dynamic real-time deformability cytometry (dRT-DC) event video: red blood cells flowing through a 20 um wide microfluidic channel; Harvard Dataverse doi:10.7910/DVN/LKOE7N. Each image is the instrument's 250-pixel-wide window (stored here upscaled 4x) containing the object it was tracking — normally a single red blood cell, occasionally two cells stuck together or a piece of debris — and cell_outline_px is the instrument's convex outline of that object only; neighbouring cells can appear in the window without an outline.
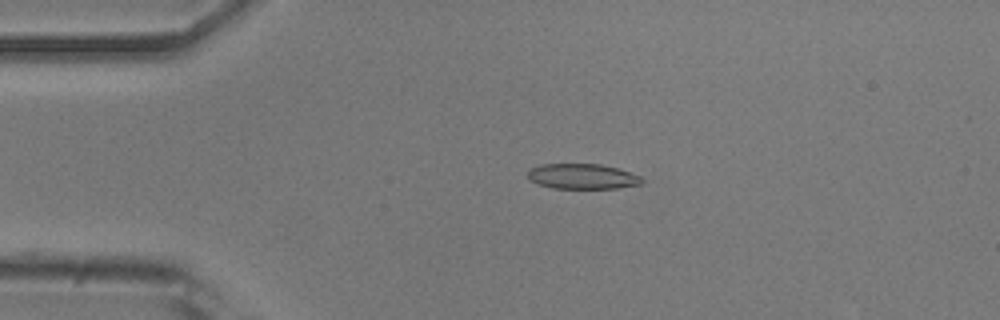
{"species": "common noctule bat (a hibernating species)", "species_latin": "Nyctalus noctula", "temperature_condition": "room temperature", "stored_images_in_passage": 43, "camera_frame_rate_fps": 3000, "um_per_image_px": 0.085, "animal": {"sex": "male", "body_mass_g": 20.5, "forearm_length_mm": 52.5}, "frame": {"image": 1, "passage_image": 2, "time_ms": 0.333, "image_size_px": [1000, 320], "cell_outline_px": [[644, 184], [620, 188], [552, 188], [528, 180], [528, 168], [540, 164], [600, 164], [616, 168], [640, 176], [644, 180]], "centroid_in_image_um": [49.49, 14.99], "position_along_channel_um": 35.5, "area_um2": 16.88}}
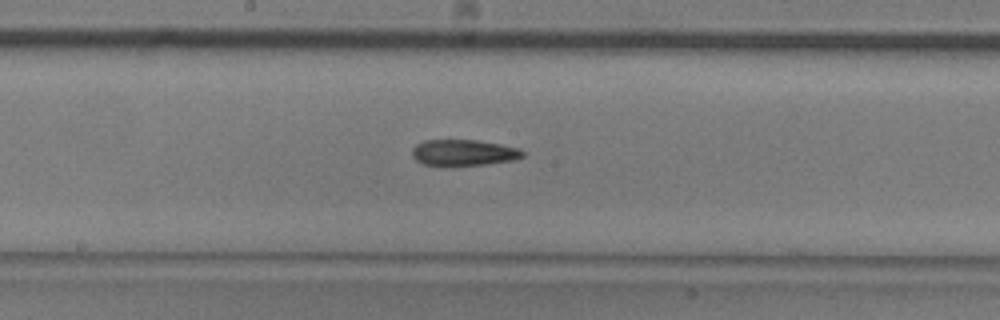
{"frame": {"image": 2, "passage_image": 18, "time_ms": 5.667, "image_size_px": [1000, 320], "cell_outline_px": [[524, 156], [512, 160], [488, 164], [424, 164], [416, 160], [412, 156], [412, 148], [416, 144], [424, 140], [476, 140], [500, 144], [520, 148], [524, 152]], "centroid_in_image_um": [39.42, 12.95], "position_along_channel_um": 208.8, "area_um2": 16.47}}
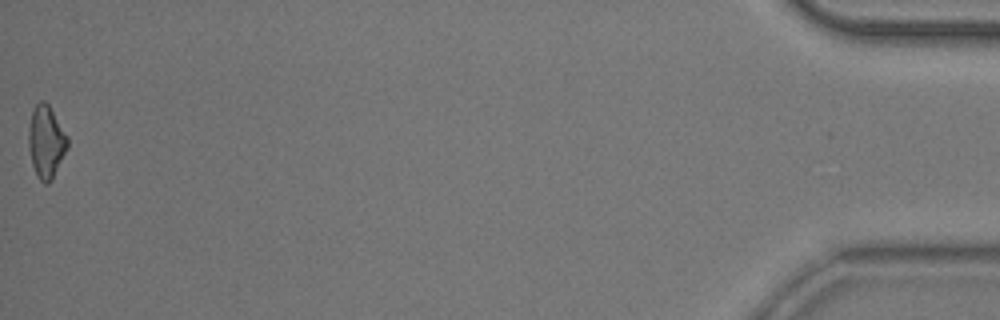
{"frame": {"image": 3, "passage_image": 43, "time_ms": 14.0, "image_size_px": [1000, 320], "cell_outline_px": [[68, 148], [52, 180], [48, 184], [44, 184], [36, 176], [32, 164], [28, 148], [28, 128], [32, 112], [36, 104], [40, 100], [44, 100], [48, 104], [68, 136]], "centroid_in_image_um": [3.92, 12.08], "position_along_channel_um": 431.3, "area_um2": 16.65}}